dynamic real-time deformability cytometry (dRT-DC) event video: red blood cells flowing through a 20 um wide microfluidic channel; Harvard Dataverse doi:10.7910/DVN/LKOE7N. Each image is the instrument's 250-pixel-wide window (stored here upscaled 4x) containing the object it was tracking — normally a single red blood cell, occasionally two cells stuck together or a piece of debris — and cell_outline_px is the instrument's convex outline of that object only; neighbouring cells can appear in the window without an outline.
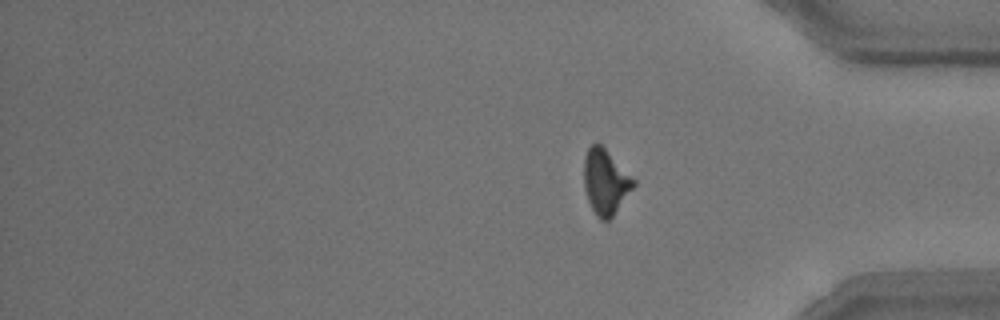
{"species": "common noctule bat (a hibernating species)", "species_latin": "Nyctalus noctula", "temperature_condition": "room temperature", "stored_images_in_passage": 16, "segment_of_instrument_passage": [2, 2], "camera_frame_rate_fps": 3000, "um_per_image_px": 0.085, "animal": {"sex": "male", "body_mass_g": 15.6}, "frame": {"image": 1, "passage_image": 16, "time_ms": 18.333, "image_size_px": [1000, 320], "cell_outline_px": [[636, 184], [612, 216], [608, 220], [600, 220], [596, 216], [588, 200], [584, 188], [584, 156], [588, 148], [592, 144], [600, 144], [636, 180]], "centroid_in_image_um": [51.45, 15.46], "position_along_channel_um": 383.7, "area_um2": 18.55}}